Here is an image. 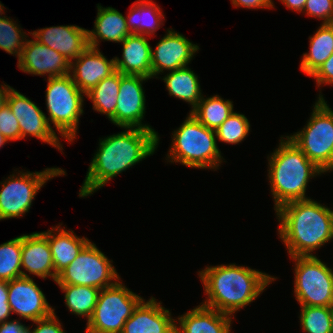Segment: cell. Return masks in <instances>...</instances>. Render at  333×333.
Returning a JSON list of instances; mask_svg holds the SVG:
<instances>
[{
  "instance_id": "34",
  "label": "cell",
  "mask_w": 333,
  "mask_h": 333,
  "mask_svg": "<svg viewBox=\"0 0 333 333\" xmlns=\"http://www.w3.org/2000/svg\"><path fill=\"white\" fill-rule=\"evenodd\" d=\"M250 121L239 112L234 111L216 130L219 142L238 145L242 143L250 133Z\"/></svg>"
},
{
  "instance_id": "2",
  "label": "cell",
  "mask_w": 333,
  "mask_h": 333,
  "mask_svg": "<svg viewBox=\"0 0 333 333\" xmlns=\"http://www.w3.org/2000/svg\"><path fill=\"white\" fill-rule=\"evenodd\" d=\"M206 298L200 304L235 318L277 280L266 272L236 263L206 265L198 271Z\"/></svg>"
},
{
  "instance_id": "15",
  "label": "cell",
  "mask_w": 333,
  "mask_h": 333,
  "mask_svg": "<svg viewBox=\"0 0 333 333\" xmlns=\"http://www.w3.org/2000/svg\"><path fill=\"white\" fill-rule=\"evenodd\" d=\"M8 303L19 320L36 321L54 312L41 288L32 277H18L8 281Z\"/></svg>"
},
{
  "instance_id": "46",
  "label": "cell",
  "mask_w": 333,
  "mask_h": 333,
  "mask_svg": "<svg viewBox=\"0 0 333 333\" xmlns=\"http://www.w3.org/2000/svg\"><path fill=\"white\" fill-rule=\"evenodd\" d=\"M332 328H333V306L331 307Z\"/></svg>"
},
{
  "instance_id": "39",
  "label": "cell",
  "mask_w": 333,
  "mask_h": 333,
  "mask_svg": "<svg viewBox=\"0 0 333 333\" xmlns=\"http://www.w3.org/2000/svg\"><path fill=\"white\" fill-rule=\"evenodd\" d=\"M8 296V281L0 280V324L8 321L12 315Z\"/></svg>"
},
{
  "instance_id": "31",
  "label": "cell",
  "mask_w": 333,
  "mask_h": 333,
  "mask_svg": "<svg viewBox=\"0 0 333 333\" xmlns=\"http://www.w3.org/2000/svg\"><path fill=\"white\" fill-rule=\"evenodd\" d=\"M22 235L0 244V280L11 281L22 276Z\"/></svg>"
},
{
  "instance_id": "27",
  "label": "cell",
  "mask_w": 333,
  "mask_h": 333,
  "mask_svg": "<svg viewBox=\"0 0 333 333\" xmlns=\"http://www.w3.org/2000/svg\"><path fill=\"white\" fill-rule=\"evenodd\" d=\"M308 39L309 51L303 53L299 69L311 77L333 54V23L320 24Z\"/></svg>"
},
{
  "instance_id": "36",
  "label": "cell",
  "mask_w": 333,
  "mask_h": 333,
  "mask_svg": "<svg viewBox=\"0 0 333 333\" xmlns=\"http://www.w3.org/2000/svg\"><path fill=\"white\" fill-rule=\"evenodd\" d=\"M0 133H2L9 142L21 140L19 122L7 103L0 109Z\"/></svg>"
},
{
  "instance_id": "23",
  "label": "cell",
  "mask_w": 333,
  "mask_h": 333,
  "mask_svg": "<svg viewBox=\"0 0 333 333\" xmlns=\"http://www.w3.org/2000/svg\"><path fill=\"white\" fill-rule=\"evenodd\" d=\"M59 223L47 231L41 232L47 239L52 253L55 269V281L57 275L74 261L83 247L90 241L87 237H79L73 230L65 229Z\"/></svg>"
},
{
  "instance_id": "4",
  "label": "cell",
  "mask_w": 333,
  "mask_h": 333,
  "mask_svg": "<svg viewBox=\"0 0 333 333\" xmlns=\"http://www.w3.org/2000/svg\"><path fill=\"white\" fill-rule=\"evenodd\" d=\"M280 138L277 148L267 156L275 211L286 203L310 198L306 195L308 183L324 174L286 135Z\"/></svg>"
},
{
  "instance_id": "25",
  "label": "cell",
  "mask_w": 333,
  "mask_h": 333,
  "mask_svg": "<svg viewBox=\"0 0 333 333\" xmlns=\"http://www.w3.org/2000/svg\"><path fill=\"white\" fill-rule=\"evenodd\" d=\"M198 75L189 66L168 71L164 76L157 77L165 83L171 97L182 100L190 105L191 112L203 97Z\"/></svg>"
},
{
  "instance_id": "21",
  "label": "cell",
  "mask_w": 333,
  "mask_h": 333,
  "mask_svg": "<svg viewBox=\"0 0 333 333\" xmlns=\"http://www.w3.org/2000/svg\"><path fill=\"white\" fill-rule=\"evenodd\" d=\"M149 36L130 34L121 42L122 58L115 56V68L123 75H140L152 79Z\"/></svg>"
},
{
  "instance_id": "14",
  "label": "cell",
  "mask_w": 333,
  "mask_h": 333,
  "mask_svg": "<svg viewBox=\"0 0 333 333\" xmlns=\"http://www.w3.org/2000/svg\"><path fill=\"white\" fill-rule=\"evenodd\" d=\"M200 50L183 34L172 28L166 30L153 50L151 47L152 79L164 72L177 70L190 65L195 54Z\"/></svg>"
},
{
  "instance_id": "19",
  "label": "cell",
  "mask_w": 333,
  "mask_h": 333,
  "mask_svg": "<svg viewBox=\"0 0 333 333\" xmlns=\"http://www.w3.org/2000/svg\"><path fill=\"white\" fill-rule=\"evenodd\" d=\"M116 71L114 57L108 59L99 48H88L70 64V75L78 88L86 94L100 81Z\"/></svg>"
},
{
  "instance_id": "7",
  "label": "cell",
  "mask_w": 333,
  "mask_h": 333,
  "mask_svg": "<svg viewBox=\"0 0 333 333\" xmlns=\"http://www.w3.org/2000/svg\"><path fill=\"white\" fill-rule=\"evenodd\" d=\"M305 126L287 137L325 174L333 171V110L317 99Z\"/></svg>"
},
{
  "instance_id": "16",
  "label": "cell",
  "mask_w": 333,
  "mask_h": 333,
  "mask_svg": "<svg viewBox=\"0 0 333 333\" xmlns=\"http://www.w3.org/2000/svg\"><path fill=\"white\" fill-rule=\"evenodd\" d=\"M70 64L59 52L43 45L33 36L32 39L27 38L17 60V68L22 72L47 78L68 75Z\"/></svg>"
},
{
  "instance_id": "44",
  "label": "cell",
  "mask_w": 333,
  "mask_h": 333,
  "mask_svg": "<svg viewBox=\"0 0 333 333\" xmlns=\"http://www.w3.org/2000/svg\"><path fill=\"white\" fill-rule=\"evenodd\" d=\"M8 142H9L8 139L5 136H3L2 133H0V148H2L3 145H5Z\"/></svg>"
},
{
  "instance_id": "37",
  "label": "cell",
  "mask_w": 333,
  "mask_h": 333,
  "mask_svg": "<svg viewBox=\"0 0 333 333\" xmlns=\"http://www.w3.org/2000/svg\"><path fill=\"white\" fill-rule=\"evenodd\" d=\"M55 310L54 308V312L50 316L34 321L32 326L35 328L31 329L30 326H27L29 333H67L63 328V323L56 316Z\"/></svg>"
},
{
  "instance_id": "3",
  "label": "cell",
  "mask_w": 333,
  "mask_h": 333,
  "mask_svg": "<svg viewBox=\"0 0 333 333\" xmlns=\"http://www.w3.org/2000/svg\"><path fill=\"white\" fill-rule=\"evenodd\" d=\"M278 238L289 257L315 256L317 249L333 240V210L308 198L292 201L276 211Z\"/></svg>"
},
{
  "instance_id": "6",
  "label": "cell",
  "mask_w": 333,
  "mask_h": 333,
  "mask_svg": "<svg viewBox=\"0 0 333 333\" xmlns=\"http://www.w3.org/2000/svg\"><path fill=\"white\" fill-rule=\"evenodd\" d=\"M44 80L47 81L46 118L50 126L53 124L52 129H56L55 132L71 144L77 139L79 120L84 114L85 94L73 82L70 74Z\"/></svg>"
},
{
  "instance_id": "33",
  "label": "cell",
  "mask_w": 333,
  "mask_h": 333,
  "mask_svg": "<svg viewBox=\"0 0 333 333\" xmlns=\"http://www.w3.org/2000/svg\"><path fill=\"white\" fill-rule=\"evenodd\" d=\"M28 34L31 33H26L10 16L0 18V49L9 55L16 56L17 59L20 57Z\"/></svg>"
},
{
  "instance_id": "43",
  "label": "cell",
  "mask_w": 333,
  "mask_h": 333,
  "mask_svg": "<svg viewBox=\"0 0 333 333\" xmlns=\"http://www.w3.org/2000/svg\"><path fill=\"white\" fill-rule=\"evenodd\" d=\"M10 89L11 86L4 83V81L0 84V109L6 104V99Z\"/></svg>"
},
{
  "instance_id": "12",
  "label": "cell",
  "mask_w": 333,
  "mask_h": 333,
  "mask_svg": "<svg viewBox=\"0 0 333 333\" xmlns=\"http://www.w3.org/2000/svg\"><path fill=\"white\" fill-rule=\"evenodd\" d=\"M149 78L140 75L120 73V86L115 115L109 120L120 128H141L155 130L148 123H143L146 113V96L143 83Z\"/></svg>"
},
{
  "instance_id": "1",
  "label": "cell",
  "mask_w": 333,
  "mask_h": 333,
  "mask_svg": "<svg viewBox=\"0 0 333 333\" xmlns=\"http://www.w3.org/2000/svg\"><path fill=\"white\" fill-rule=\"evenodd\" d=\"M117 134L99 139L92 155L79 198H87L109 181L155 154L160 135L156 130L122 128Z\"/></svg>"
},
{
  "instance_id": "41",
  "label": "cell",
  "mask_w": 333,
  "mask_h": 333,
  "mask_svg": "<svg viewBox=\"0 0 333 333\" xmlns=\"http://www.w3.org/2000/svg\"><path fill=\"white\" fill-rule=\"evenodd\" d=\"M0 333H29V330L21 320L10 319L0 324Z\"/></svg>"
},
{
  "instance_id": "17",
  "label": "cell",
  "mask_w": 333,
  "mask_h": 333,
  "mask_svg": "<svg viewBox=\"0 0 333 333\" xmlns=\"http://www.w3.org/2000/svg\"><path fill=\"white\" fill-rule=\"evenodd\" d=\"M176 318L154 296L143 299L125 322L122 333H175Z\"/></svg>"
},
{
  "instance_id": "24",
  "label": "cell",
  "mask_w": 333,
  "mask_h": 333,
  "mask_svg": "<svg viewBox=\"0 0 333 333\" xmlns=\"http://www.w3.org/2000/svg\"><path fill=\"white\" fill-rule=\"evenodd\" d=\"M97 15L92 30H88V44L93 48H100V43L109 41L123 42L132 34L127 26L125 16L113 7H103L97 4Z\"/></svg>"
},
{
  "instance_id": "45",
  "label": "cell",
  "mask_w": 333,
  "mask_h": 333,
  "mask_svg": "<svg viewBox=\"0 0 333 333\" xmlns=\"http://www.w3.org/2000/svg\"><path fill=\"white\" fill-rule=\"evenodd\" d=\"M5 7H4V4H2L1 3V1H0V18H3L5 15V9H4ZM3 15V16H2Z\"/></svg>"
},
{
  "instance_id": "30",
  "label": "cell",
  "mask_w": 333,
  "mask_h": 333,
  "mask_svg": "<svg viewBox=\"0 0 333 333\" xmlns=\"http://www.w3.org/2000/svg\"><path fill=\"white\" fill-rule=\"evenodd\" d=\"M120 86V72L115 71L100 81L85 96L93 103L92 109L110 120L115 115Z\"/></svg>"
},
{
  "instance_id": "11",
  "label": "cell",
  "mask_w": 333,
  "mask_h": 333,
  "mask_svg": "<svg viewBox=\"0 0 333 333\" xmlns=\"http://www.w3.org/2000/svg\"><path fill=\"white\" fill-rule=\"evenodd\" d=\"M112 262L95 243L89 241L74 261L57 275L55 283L104 289L121 279Z\"/></svg>"
},
{
  "instance_id": "35",
  "label": "cell",
  "mask_w": 333,
  "mask_h": 333,
  "mask_svg": "<svg viewBox=\"0 0 333 333\" xmlns=\"http://www.w3.org/2000/svg\"><path fill=\"white\" fill-rule=\"evenodd\" d=\"M302 13L321 19V24L333 23V0H306Z\"/></svg>"
},
{
  "instance_id": "20",
  "label": "cell",
  "mask_w": 333,
  "mask_h": 333,
  "mask_svg": "<svg viewBox=\"0 0 333 333\" xmlns=\"http://www.w3.org/2000/svg\"><path fill=\"white\" fill-rule=\"evenodd\" d=\"M21 269L23 277L29 275L55 282V269L48 239L41 232L22 235ZM28 273V274H27Z\"/></svg>"
},
{
  "instance_id": "28",
  "label": "cell",
  "mask_w": 333,
  "mask_h": 333,
  "mask_svg": "<svg viewBox=\"0 0 333 333\" xmlns=\"http://www.w3.org/2000/svg\"><path fill=\"white\" fill-rule=\"evenodd\" d=\"M233 101L224 99L218 94L203 97L190 112L207 128L217 130L218 127L234 112Z\"/></svg>"
},
{
  "instance_id": "18",
  "label": "cell",
  "mask_w": 333,
  "mask_h": 333,
  "mask_svg": "<svg viewBox=\"0 0 333 333\" xmlns=\"http://www.w3.org/2000/svg\"><path fill=\"white\" fill-rule=\"evenodd\" d=\"M30 33L37 41L59 52L70 63L89 46L88 29L77 25L43 27Z\"/></svg>"
},
{
  "instance_id": "42",
  "label": "cell",
  "mask_w": 333,
  "mask_h": 333,
  "mask_svg": "<svg viewBox=\"0 0 333 333\" xmlns=\"http://www.w3.org/2000/svg\"><path fill=\"white\" fill-rule=\"evenodd\" d=\"M285 7L296 12L302 13L306 4V0H279Z\"/></svg>"
},
{
  "instance_id": "29",
  "label": "cell",
  "mask_w": 333,
  "mask_h": 333,
  "mask_svg": "<svg viewBox=\"0 0 333 333\" xmlns=\"http://www.w3.org/2000/svg\"><path fill=\"white\" fill-rule=\"evenodd\" d=\"M57 285L64 292V302L69 312L78 317L82 316L87 323L97 304L100 289L82 285Z\"/></svg>"
},
{
  "instance_id": "13",
  "label": "cell",
  "mask_w": 333,
  "mask_h": 333,
  "mask_svg": "<svg viewBox=\"0 0 333 333\" xmlns=\"http://www.w3.org/2000/svg\"><path fill=\"white\" fill-rule=\"evenodd\" d=\"M6 103L17 118L21 130V139L33 136L43 143L56 148L61 153L63 145L46 118V114L31 99L11 87Z\"/></svg>"
},
{
  "instance_id": "5",
  "label": "cell",
  "mask_w": 333,
  "mask_h": 333,
  "mask_svg": "<svg viewBox=\"0 0 333 333\" xmlns=\"http://www.w3.org/2000/svg\"><path fill=\"white\" fill-rule=\"evenodd\" d=\"M166 162L186 167L218 171L225 161L218 147L216 131L207 128L190 112L183 123L172 131Z\"/></svg>"
},
{
  "instance_id": "8",
  "label": "cell",
  "mask_w": 333,
  "mask_h": 333,
  "mask_svg": "<svg viewBox=\"0 0 333 333\" xmlns=\"http://www.w3.org/2000/svg\"><path fill=\"white\" fill-rule=\"evenodd\" d=\"M66 174V171L59 167H47L39 172H25L19 168L17 172L13 171L12 175L0 182V221L25 216L45 183Z\"/></svg>"
},
{
  "instance_id": "40",
  "label": "cell",
  "mask_w": 333,
  "mask_h": 333,
  "mask_svg": "<svg viewBox=\"0 0 333 333\" xmlns=\"http://www.w3.org/2000/svg\"><path fill=\"white\" fill-rule=\"evenodd\" d=\"M234 8H247L251 10L275 9L273 0H230Z\"/></svg>"
},
{
  "instance_id": "38",
  "label": "cell",
  "mask_w": 333,
  "mask_h": 333,
  "mask_svg": "<svg viewBox=\"0 0 333 333\" xmlns=\"http://www.w3.org/2000/svg\"><path fill=\"white\" fill-rule=\"evenodd\" d=\"M311 78H314L315 83L317 84L316 87L320 90L317 99H324L325 97L322 95L320 87H323L324 85H333V54L327 58Z\"/></svg>"
},
{
  "instance_id": "26",
  "label": "cell",
  "mask_w": 333,
  "mask_h": 333,
  "mask_svg": "<svg viewBox=\"0 0 333 333\" xmlns=\"http://www.w3.org/2000/svg\"><path fill=\"white\" fill-rule=\"evenodd\" d=\"M127 13L126 23L132 34L152 37L166 20L159 5L152 0H136Z\"/></svg>"
},
{
  "instance_id": "22",
  "label": "cell",
  "mask_w": 333,
  "mask_h": 333,
  "mask_svg": "<svg viewBox=\"0 0 333 333\" xmlns=\"http://www.w3.org/2000/svg\"><path fill=\"white\" fill-rule=\"evenodd\" d=\"M233 317L202 304L176 317L175 333H232Z\"/></svg>"
},
{
  "instance_id": "10",
  "label": "cell",
  "mask_w": 333,
  "mask_h": 333,
  "mask_svg": "<svg viewBox=\"0 0 333 333\" xmlns=\"http://www.w3.org/2000/svg\"><path fill=\"white\" fill-rule=\"evenodd\" d=\"M143 299L119 279L114 285L100 290L85 330L91 333H122L125 322Z\"/></svg>"
},
{
  "instance_id": "9",
  "label": "cell",
  "mask_w": 333,
  "mask_h": 333,
  "mask_svg": "<svg viewBox=\"0 0 333 333\" xmlns=\"http://www.w3.org/2000/svg\"><path fill=\"white\" fill-rule=\"evenodd\" d=\"M294 296L300 306H333V268L319 256L290 257Z\"/></svg>"
},
{
  "instance_id": "32",
  "label": "cell",
  "mask_w": 333,
  "mask_h": 333,
  "mask_svg": "<svg viewBox=\"0 0 333 333\" xmlns=\"http://www.w3.org/2000/svg\"><path fill=\"white\" fill-rule=\"evenodd\" d=\"M299 322L304 333H333L331 307L300 306Z\"/></svg>"
}]
</instances>
